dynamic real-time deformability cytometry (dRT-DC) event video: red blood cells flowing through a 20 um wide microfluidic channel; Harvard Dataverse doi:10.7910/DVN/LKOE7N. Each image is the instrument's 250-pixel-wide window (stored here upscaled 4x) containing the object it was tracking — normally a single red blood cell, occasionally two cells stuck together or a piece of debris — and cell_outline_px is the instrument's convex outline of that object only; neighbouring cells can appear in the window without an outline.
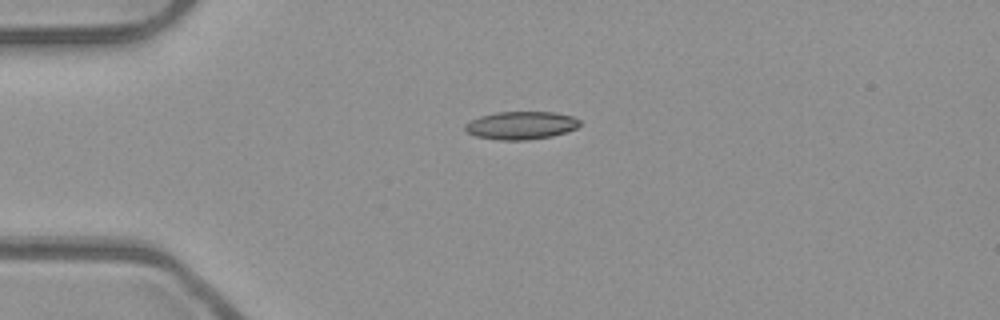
{"species": "common noctule bat (a hibernating species)", "species_latin": "Nyctalus noctula", "temperature_condition": "room temperature", "stored_images_in_passage": 40, "camera_frame_rate_fps": 3000, "um_per_image_px": 0.085, "animal": {"sex": "male", "body_mass_g": 23.1, "forearm_length_mm": 52.7}, "frame": {"image": 1, "passage_image": 1, "time_ms": 0.0, "image_size_px": [1000, 320], "cell_outline_px": [[580, 124], [576, 128], [552, 136], [528, 140], [500, 140], [476, 136], [468, 132], [464, 128], [464, 124], [468, 120], [480, 116], [496, 112], [556, 112], [572, 116], [580, 120]], "centroid_in_image_um": [44.26, 10.65], "position_along_channel_um": 40.7, "area_um2": 18.73}}
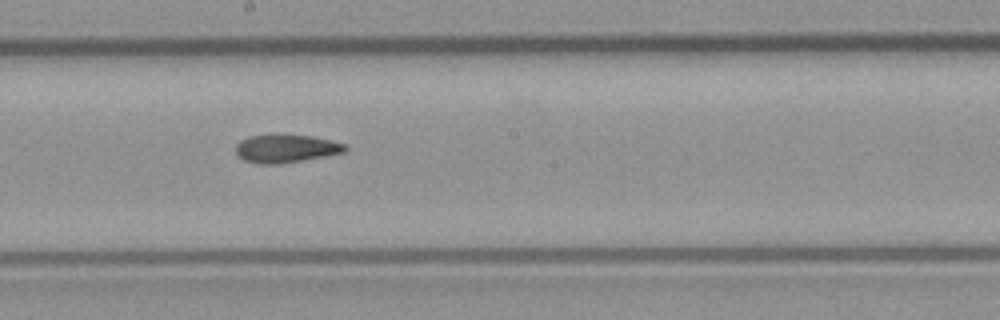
{"frame": {"image": 2, "passage_image": 17, "time_ms": 5.333, "image_size_px": [1000, 320], "cell_outline_px": [[348, 148], [344, 152], [324, 156], [280, 164], [260, 164], [244, 160], [236, 152], [236, 144], [240, 140], [248, 136], [276, 132], [280, 132], [312, 136], [344, 144]], "centroid_in_image_um": [24.25, 12.58], "position_along_channel_um": 223.9, "area_um2": 18.32}}
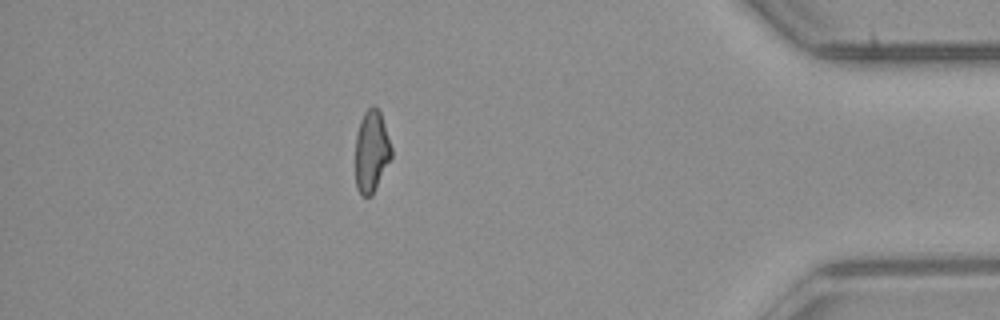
{"frame": {"image": 3, "passage_image": 34, "time_ms": 11.0, "image_size_px": [1000, 320], "cell_outline_px": [[392, 156], [372, 196], [364, 196], [360, 192], [356, 184], [356, 136], [360, 120], [364, 112], [372, 104], [380, 112], [392, 148]], "centroid_in_image_um": [31.58, 12.85], "position_along_channel_um": 403.6, "area_um2": 16.99}, "authors_computed_cell_mechanics": {"area_um2": 18.1203, "velocity_mm_per_s": 3.9709, "shape_relaxation_time_tau1_ms": 9.0275, "shape_relaxation_time_tau2_ms": 6.8995, "deformation_change_tau1": 0.2095, "deformation_change_tau2": 0.149}}